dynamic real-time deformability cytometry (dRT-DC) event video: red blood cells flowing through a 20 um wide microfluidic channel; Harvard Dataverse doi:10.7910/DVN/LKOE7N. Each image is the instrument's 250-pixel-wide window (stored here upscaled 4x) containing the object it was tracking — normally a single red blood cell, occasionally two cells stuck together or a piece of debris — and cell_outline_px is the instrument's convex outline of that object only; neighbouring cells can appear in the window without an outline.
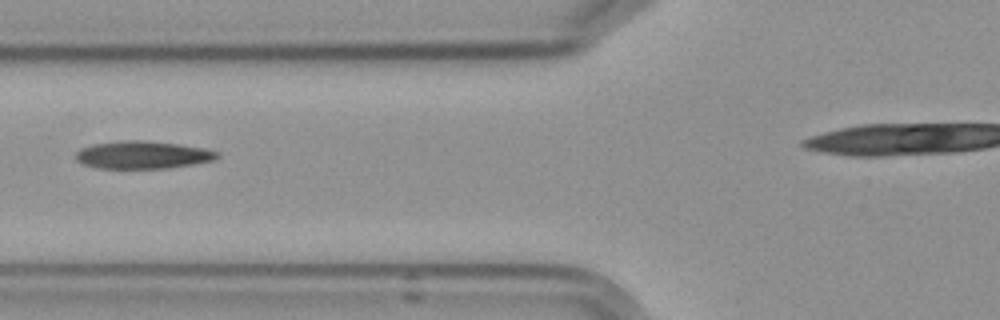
{"species": "Egyptian fruit bat (a non-hibernating species)", "species_latin": "Rousettus aegyptiacus", "temperature_condition": "cold", "stored_images_in_passage": 2, "camera_frame_rate_fps": 3000, "um_per_image_px": 0.085, "frame": {"image": 1, "passage_image": 2, "time_ms": 1.0, "image_size_px": [1000, 320], "cell_outline_px": [[220, 156], [212, 160], [192, 164], [168, 168], [96, 168], [84, 164], [76, 160], [76, 152], [80, 148], [92, 144], [124, 140], [144, 140], [180, 144], [204, 148], [220, 152]], "centroid_in_image_um": [12.12, 13.15], "position_along_channel_um": 113.7, "area_um2": 22.83}}